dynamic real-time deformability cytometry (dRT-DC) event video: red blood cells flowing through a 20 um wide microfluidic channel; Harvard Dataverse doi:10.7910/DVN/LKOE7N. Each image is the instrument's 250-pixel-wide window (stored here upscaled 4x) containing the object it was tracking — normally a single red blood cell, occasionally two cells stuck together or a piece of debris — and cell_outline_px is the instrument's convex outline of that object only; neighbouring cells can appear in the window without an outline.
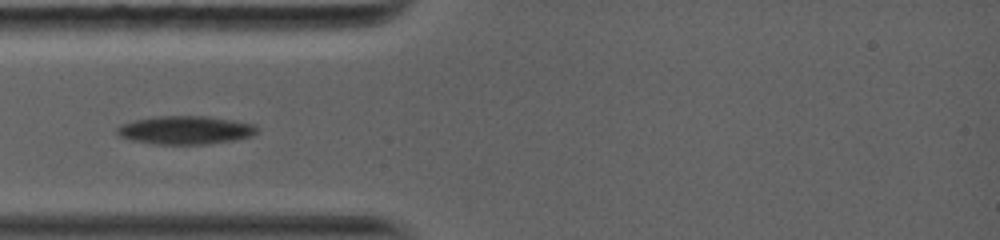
{"species": "common noctule bat (a hibernating species)", "species_latin": "Nyctalus noctula", "temperature_condition": "warm", "stored_images_in_passage": 4, "camera_frame_rate_fps": 5000, "um_per_image_px": 0.085, "animal": {"sex": "female", "body_mass_g": 19.0, "forearm_length_mm": 56.7}, "frame": {"image": 1, "passage_image": 2, "time_ms": 0.8, "image_size_px": [1000, 240], "cell_outline_px": [[256, 132], [252, 136], [232, 140], [204, 144], [152, 144], [132, 140], [120, 136], [116, 132], [116, 128], [120, 124], [136, 120], [156, 116], [208, 116], [232, 120], [252, 124], [256, 128]], "centroid_in_image_um": [15.7, 11.05], "position_along_channel_um": 69.3, "area_um2": 22.89}}
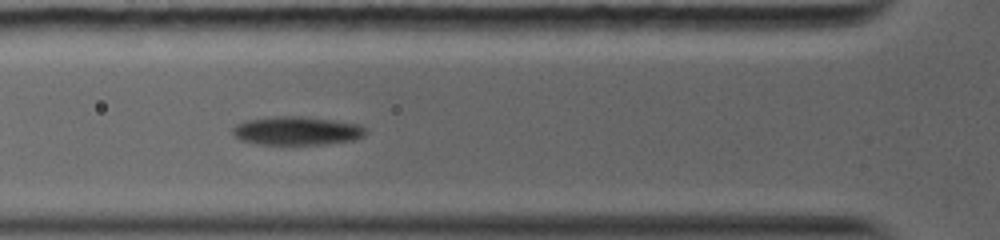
{"frame": {"image": 2, "passage_image": 3, "time_ms": 1.6, "image_size_px": [1000, 240], "cell_outline_px": [[368, 132], [364, 136], [356, 140], [324, 144], [256, 144], [240, 140], [232, 132], [232, 128], [236, 124], [244, 120], [272, 116], [308, 116], [360, 124], [368, 128]], "centroid_in_image_um": [25.27, 11.1], "position_along_channel_um": 100.5, "area_um2": 22.6}}
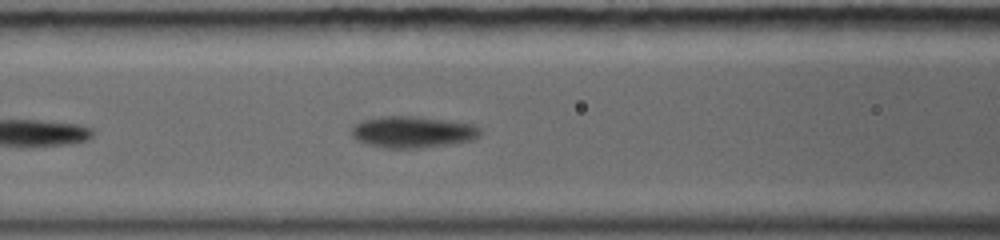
{"frame": {"image": 3, "passage_image": 4, "time_ms": 2.4, "image_size_px": [1000, 240], "cell_outline_px": [[480, 136], [472, 140], [420, 148], [384, 148], [368, 144], [356, 140], [352, 136], [352, 124], [360, 120], [380, 116], [416, 116], [476, 124], [480, 128]], "centroid_in_image_um": [35.04, 11.2], "position_along_channel_um": 131.6, "area_um2": 23.81}}